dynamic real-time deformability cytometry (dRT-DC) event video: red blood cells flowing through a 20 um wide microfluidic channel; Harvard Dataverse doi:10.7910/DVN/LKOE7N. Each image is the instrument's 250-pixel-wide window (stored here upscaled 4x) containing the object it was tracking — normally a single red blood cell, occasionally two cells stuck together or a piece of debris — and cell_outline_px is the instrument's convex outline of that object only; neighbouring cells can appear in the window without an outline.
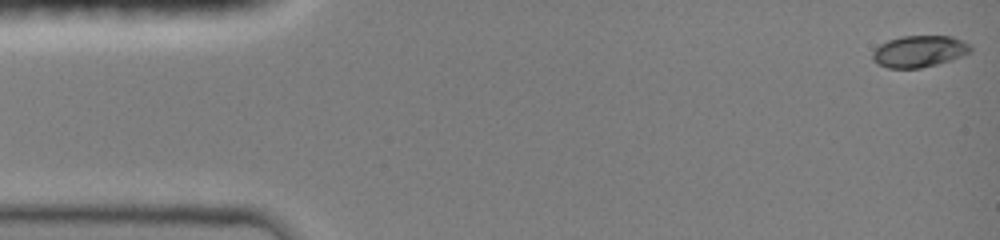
{"species": "common noctule bat (a hibernating species)", "species_latin": "Nyctalus noctula", "temperature_condition": "room temperature", "stored_images_in_passage": 35, "camera_frame_rate_fps": 3000, "um_per_image_px": 0.085, "animal": {"sex": "female", "body_mass_g": 19.0, "forearm_length_mm": 51.5}, "frame": {"image": 1, "passage_image": 1, "time_ms": 0.0, "image_size_px": [1000, 240], "cell_outline_px": [[972, 48], [968, 52], [960, 56], [936, 64], [920, 68], [888, 68], [872, 60], [872, 52], [880, 44], [888, 40], [900, 36], [952, 36], [968, 44]], "centroid_in_image_um": [78.08, 4.36], "position_along_channel_um": 6.9, "area_um2": 17.74}}
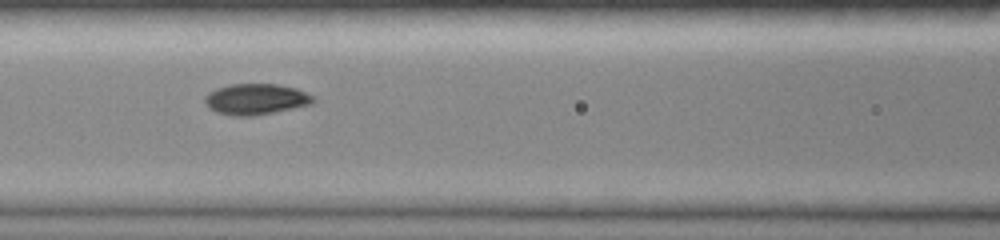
{"frame": {"image": 2, "passage_image": 13, "time_ms": 6.333, "image_size_px": [1000, 240], "cell_outline_px": [[316, 100], [312, 104], [252, 116], [232, 116], [216, 112], [208, 108], [204, 100], [216, 88], [228, 84], [276, 84], [296, 88], [312, 96]], "centroid_in_image_um": [21.74, 8.43], "position_along_channel_um": 144.9, "area_um2": 19.31}}
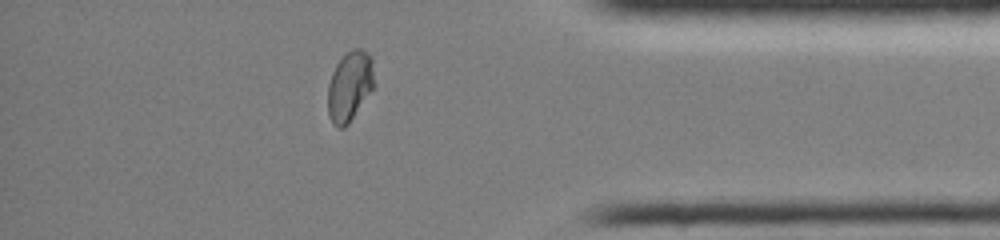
{"frame": {"image": 3, "passage_image": 26, "time_ms": 13.0, "image_size_px": [1000, 240], "cell_outline_px": [[372, 88], [348, 124], [344, 128], [336, 128], [332, 124], [328, 116], [328, 84], [332, 72], [336, 64], [352, 48], [360, 48], [368, 52], [372, 56]], "centroid_in_image_um": [29.68, 7.33], "position_along_channel_um": 405.5, "area_um2": 18.61}, "authors_computed_cell_mechanics": {"area_um2": 18.9584, "velocity_mm_per_s": 4.1181, "shape_relaxation_time_tau1_ms": 5.2211, "shape_relaxation_time_tau2_ms": null, "deformation_change_tau1": 0.1891, "deformation_change_tau2": null}}